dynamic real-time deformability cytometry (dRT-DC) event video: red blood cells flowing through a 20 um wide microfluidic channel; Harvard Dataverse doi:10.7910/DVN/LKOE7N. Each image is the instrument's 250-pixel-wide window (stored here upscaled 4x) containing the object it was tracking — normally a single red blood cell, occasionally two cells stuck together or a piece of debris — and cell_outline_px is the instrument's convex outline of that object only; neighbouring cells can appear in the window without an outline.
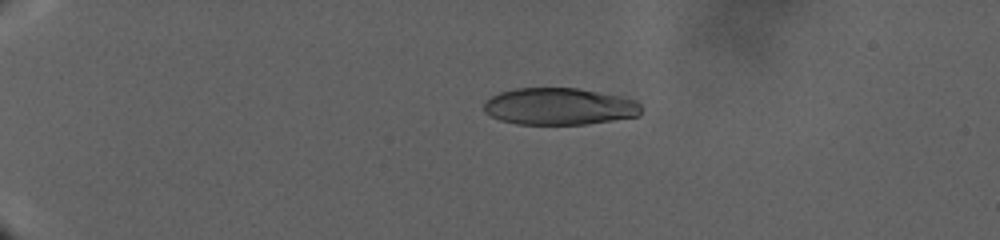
{"species": "human", "species_latin": "Homo sapiens", "temperature_condition": "warm", "stored_images_in_passage": 52, "camera_frame_rate_fps": 3000, "um_per_image_px": 0.085, "donor": {"sex": "male"}, "frame": {"image": 1, "passage_image": 13, "time_ms": 13.333, "image_size_px": [1000, 240], "cell_outline_px": [[640, 112], [636, 116], [588, 124], [516, 124], [500, 120], [484, 112], [484, 104], [492, 96], [500, 92], [516, 88], [576, 88], [620, 96], [636, 100], [640, 104]], "centroid_in_image_um": [47.52, 9.05], "position_along_channel_um": 37.5, "area_um2": 33.64}}
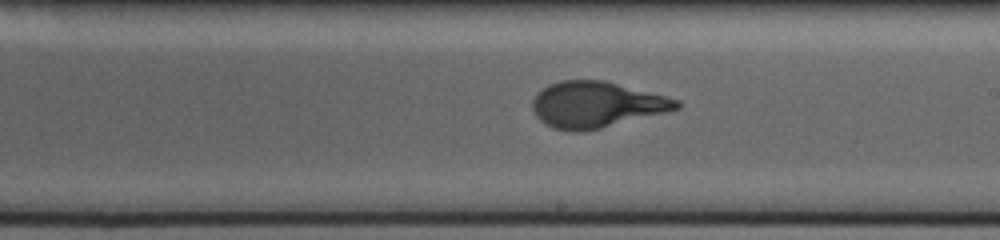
{"frame": {"image": 2, "passage_image": 32, "time_ms": 33.0, "image_size_px": [1000, 240], "cell_outline_px": [[680, 108], [584, 132], [572, 132], [552, 128], [544, 124], [536, 116], [532, 108], [532, 100], [536, 92], [548, 84], [560, 80], [604, 80], [680, 100]], "centroid_in_image_um": [50.61, 8.89], "position_along_channel_um": 238.4, "area_um2": 38.55}}
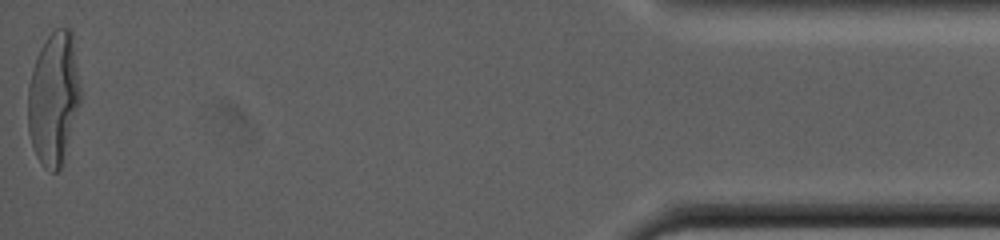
{"frame": {"image": 3, "passage_image": 52, "time_ms": 50.667, "image_size_px": [1000, 240], "cell_outline_px": [[80, 104], [60, 168], [56, 172], [52, 172], [44, 168], [36, 156], [28, 132], [28, 84], [32, 68], [36, 56], [40, 48], [48, 36], [56, 28], [72, 28], [80, 88]], "centroid_in_image_um": [4.55, 8.33], "position_along_channel_um": 430.7, "area_um2": 40.69}}